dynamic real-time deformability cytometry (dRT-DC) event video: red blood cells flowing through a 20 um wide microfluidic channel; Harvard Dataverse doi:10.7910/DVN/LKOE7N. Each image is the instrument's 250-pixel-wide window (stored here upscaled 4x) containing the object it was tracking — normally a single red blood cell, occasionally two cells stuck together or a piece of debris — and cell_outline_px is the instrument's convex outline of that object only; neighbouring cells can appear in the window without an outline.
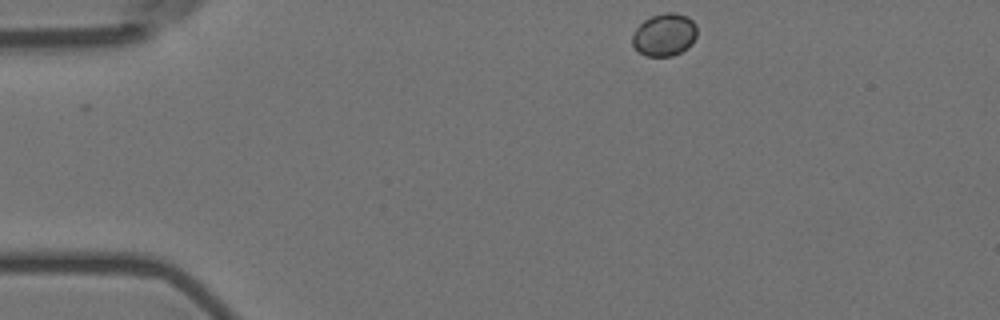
{"species": "Egyptian fruit bat (a non-hibernating species)", "species_latin": "Rousettus aegyptiacus", "temperature_condition": "room temperature", "stored_images_in_passage": 34, "camera_frame_rate_fps": 3000, "um_per_image_px": 0.085, "animal": {"sex": "female"}, "frame": {"image": 1, "passage_image": 1, "time_ms": 0.0, "image_size_px": [1000, 320], "cell_outline_px": [[696, 36], [692, 44], [688, 48], [672, 56], [644, 56], [632, 44], [632, 36], [636, 28], [644, 20], [652, 16], [664, 12], [676, 12], [688, 16], [696, 24]], "centroid_in_image_um": [56.49, 2.94], "position_along_channel_um": 28.5, "area_um2": 16.18}}
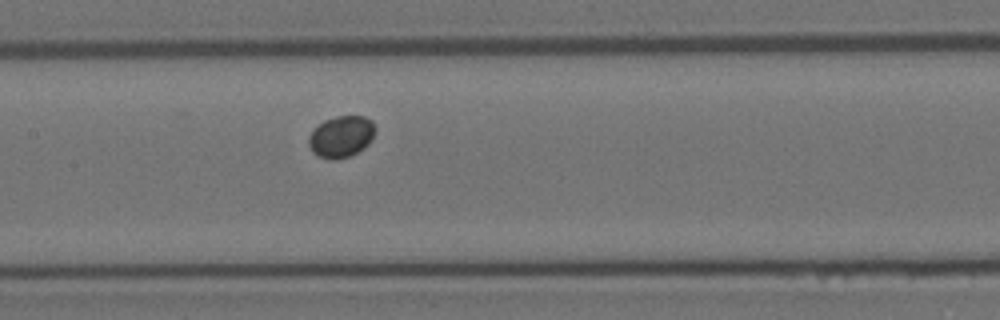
{"frame": {"image": 2, "passage_image": 19, "time_ms": 6.0, "image_size_px": [1000, 320], "cell_outline_px": [[376, 128], [372, 140], [364, 148], [348, 156], [336, 160], [328, 160], [312, 152], [308, 144], [308, 136], [324, 120], [336, 116], [364, 116], [372, 120]], "centroid_in_image_um": [29.02, 11.61], "position_along_channel_um": 178.4, "area_um2": 16.13}}
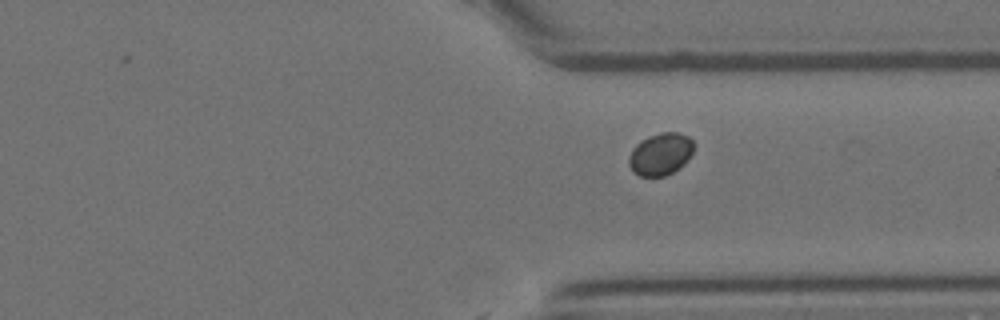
{"frame": {"image": 3, "passage_image": 34, "time_ms": 11.0, "image_size_px": [1000, 320], "cell_outline_px": [[692, 152], [688, 160], [684, 164], [672, 172], [664, 176], [640, 176], [632, 172], [628, 164], [628, 156], [632, 148], [636, 144], [648, 136], [660, 132], [676, 132], [688, 136], [692, 140]], "centroid_in_image_um": [56.1, 13.1], "position_along_channel_um": 355.3, "area_um2": 16.01}}